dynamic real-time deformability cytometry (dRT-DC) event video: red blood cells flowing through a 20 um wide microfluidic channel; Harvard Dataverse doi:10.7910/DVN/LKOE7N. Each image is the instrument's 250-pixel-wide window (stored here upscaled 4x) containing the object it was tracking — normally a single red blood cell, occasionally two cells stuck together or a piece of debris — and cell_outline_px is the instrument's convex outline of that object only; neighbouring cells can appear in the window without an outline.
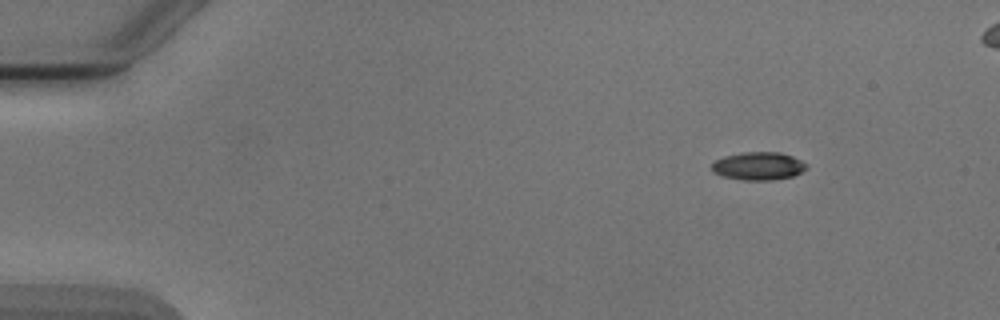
{"species": "Egyptian fruit bat (a non-hibernating species)", "species_latin": "Rousettus aegyptiacus", "temperature_condition": "cold", "stored_images_in_passage": 4, "segment_of_instrument_passage": [1, 2], "camera_frame_rate_fps": 3000, "um_per_image_px": 0.085, "animal": {"sex": "male"}, "frame": {"image": 1, "passage_image": 1, "time_ms": 0.0, "image_size_px": [1000, 320], "cell_outline_px": [[808, 168], [792, 176], [772, 180], [744, 180], [724, 176], [712, 172], [712, 160], [724, 156], [740, 152], [780, 152], [792, 156], [808, 164]], "centroid_in_image_um": [64.44, 14.1], "position_along_channel_um": 20.6, "area_um2": 15.55}}